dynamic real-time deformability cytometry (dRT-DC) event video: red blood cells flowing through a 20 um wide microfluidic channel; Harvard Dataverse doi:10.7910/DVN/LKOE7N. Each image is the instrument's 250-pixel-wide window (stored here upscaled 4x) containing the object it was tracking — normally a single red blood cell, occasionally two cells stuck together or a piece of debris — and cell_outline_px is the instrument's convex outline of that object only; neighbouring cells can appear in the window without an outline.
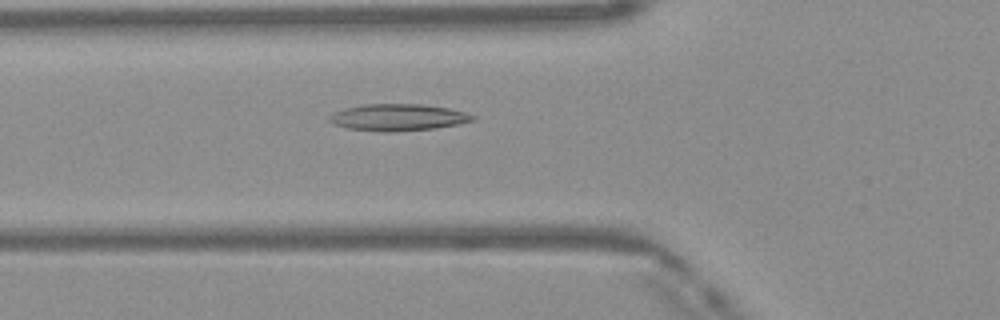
{"species": "Egyptian fruit bat (a non-hibernating species)", "species_latin": "Rousettus aegyptiacus", "temperature_condition": "warm", "stored_images_in_passage": 31, "camera_frame_rate_fps": 3000, "um_per_image_px": 0.085, "frame": {"image": 1, "passage_image": 2, "time_ms": 0.333, "image_size_px": [1000, 320], "cell_outline_px": [[476, 120], [460, 124], [436, 128], [392, 132], [384, 132], [348, 128], [332, 124], [328, 120], [328, 116], [332, 112], [344, 108], [364, 104], [424, 104], [448, 108], [464, 112], [476, 116]], "centroid_in_image_um": [33.82, 9.97], "position_along_channel_um": 92.0, "area_um2": 22.6}}
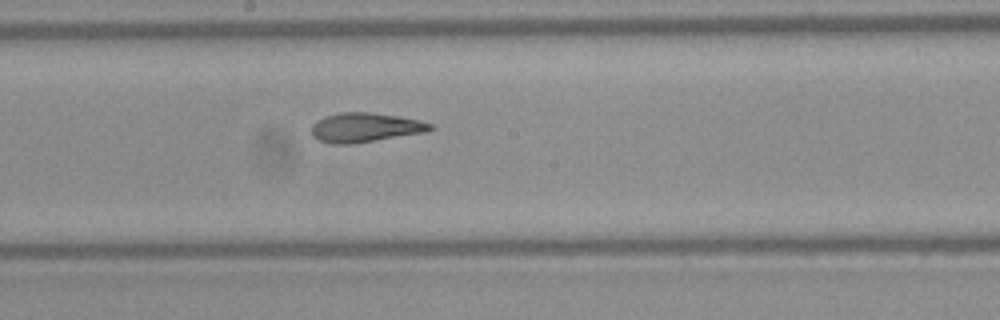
{"frame": {"image": 2, "passage_image": 11, "time_ms": 3.333, "image_size_px": [1000, 320], "cell_outline_px": [[436, 128], [428, 132], [352, 144], [332, 144], [316, 140], [312, 136], [312, 124], [316, 120], [324, 116], [340, 112], [372, 112], [420, 120], [432, 124]], "centroid_in_image_um": [31.03, 10.84], "position_along_channel_um": 217.2, "area_um2": 20.63}}
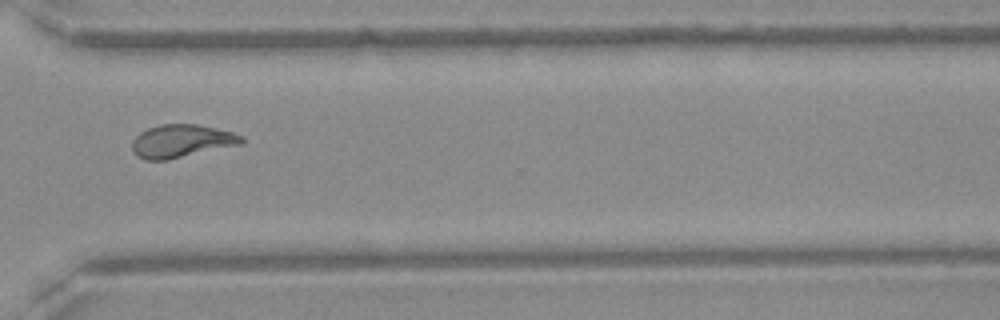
{"frame": {"image": 3, "passage_image": 21, "time_ms": 6.667, "image_size_px": [1000, 320], "cell_outline_px": [[244, 144], [168, 160], [144, 160], [136, 156], [132, 148], [132, 140], [140, 132], [148, 128], [160, 124], [196, 124], [216, 128], [232, 132], [244, 136]], "centroid_in_image_um": [15.45, 12.0], "position_along_channel_um": 355.2, "area_um2": 21.33}}